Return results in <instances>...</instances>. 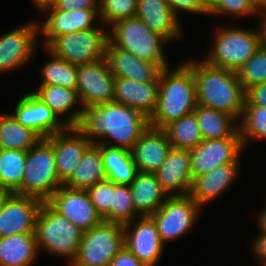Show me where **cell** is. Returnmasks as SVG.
<instances>
[{
  "label": "cell",
  "instance_id": "obj_1",
  "mask_svg": "<svg viewBox=\"0 0 266 266\" xmlns=\"http://www.w3.org/2000/svg\"><path fill=\"white\" fill-rule=\"evenodd\" d=\"M148 127L149 118L139 109L116 102L83 108L76 126L94 144L115 146L129 151Z\"/></svg>",
  "mask_w": 266,
  "mask_h": 266
},
{
  "label": "cell",
  "instance_id": "obj_2",
  "mask_svg": "<svg viewBox=\"0 0 266 266\" xmlns=\"http://www.w3.org/2000/svg\"><path fill=\"white\" fill-rule=\"evenodd\" d=\"M183 62L195 77L197 105L225 112L239 122L245 104V90L238 73L211 66L204 60Z\"/></svg>",
  "mask_w": 266,
  "mask_h": 266
},
{
  "label": "cell",
  "instance_id": "obj_3",
  "mask_svg": "<svg viewBox=\"0 0 266 266\" xmlns=\"http://www.w3.org/2000/svg\"><path fill=\"white\" fill-rule=\"evenodd\" d=\"M196 81L192 70L182 62L159 74L157 105L149 117V126L163 128L168 123L193 113L197 106Z\"/></svg>",
  "mask_w": 266,
  "mask_h": 266
},
{
  "label": "cell",
  "instance_id": "obj_4",
  "mask_svg": "<svg viewBox=\"0 0 266 266\" xmlns=\"http://www.w3.org/2000/svg\"><path fill=\"white\" fill-rule=\"evenodd\" d=\"M213 38L212 49L204 61L237 72L263 43V29L261 23L256 30L222 27L216 30Z\"/></svg>",
  "mask_w": 266,
  "mask_h": 266
},
{
  "label": "cell",
  "instance_id": "obj_5",
  "mask_svg": "<svg viewBox=\"0 0 266 266\" xmlns=\"http://www.w3.org/2000/svg\"><path fill=\"white\" fill-rule=\"evenodd\" d=\"M38 252L46 251L69 262L76 258L83 231L43 202L37 214L35 231Z\"/></svg>",
  "mask_w": 266,
  "mask_h": 266
},
{
  "label": "cell",
  "instance_id": "obj_6",
  "mask_svg": "<svg viewBox=\"0 0 266 266\" xmlns=\"http://www.w3.org/2000/svg\"><path fill=\"white\" fill-rule=\"evenodd\" d=\"M109 28L108 40L114 46L133 53L141 60L153 62L161 69L170 67L163 48V43L169 41L150 30L141 19L127 18Z\"/></svg>",
  "mask_w": 266,
  "mask_h": 266
},
{
  "label": "cell",
  "instance_id": "obj_7",
  "mask_svg": "<svg viewBox=\"0 0 266 266\" xmlns=\"http://www.w3.org/2000/svg\"><path fill=\"white\" fill-rule=\"evenodd\" d=\"M22 195L46 202L63 185L58 178L52 143L42 138L27 151Z\"/></svg>",
  "mask_w": 266,
  "mask_h": 266
},
{
  "label": "cell",
  "instance_id": "obj_8",
  "mask_svg": "<svg viewBox=\"0 0 266 266\" xmlns=\"http://www.w3.org/2000/svg\"><path fill=\"white\" fill-rule=\"evenodd\" d=\"M96 26L57 36L45 49L55 57L74 65L88 64L105 58L108 29Z\"/></svg>",
  "mask_w": 266,
  "mask_h": 266
},
{
  "label": "cell",
  "instance_id": "obj_9",
  "mask_svg": "<svg viewBox=\"0 0 266 266\" xmlns=\"http://www.w3.org/2000/svg\"><path fill=\"white\" fill-rule=\"evenodd\" d=\"M124 244V225L102 221L83 232L73 262L81 266H108Z\"/></svg>",
  "mask_w": 266,
  "mask_h": 266
},
{
  "label": "cell",
  "instance_id": "obj_10",
  "mask_svg": "<svg viewBox=\"0 0 266 266\" xmlns=\"http://www.w3.org/2000/svg\"><path fill=\"white\" fill-rule=\"evenodd\" d=\"M201 208L189 194L169 196L163 205L150 215L164 245L191 230L199 218Z\"/></svg>",
  "mask_w": 266,
  "mask_h": 266
},
{
  "label": "cell",
  "instance_id": "obj_11",
  "mask_svg": "<svg viewBox=\"0 0 266 266\" xmlns=\"http://www.w3.org/2000/svg\"><path fill=\"white\" fill-rule=\"evenodd\" d=\"M115 78L105 58L77 65L76 91L82 108L113 102Z\"/></svg>",
  "mask_w": 266,
  "mask_h": 266
},
{
  "label": "cell",
  "instance_id": "obj_12",
  "mask_svg": "<svg viewBox=\"0 0 266 266\" xmlns=\"http://www.w3.org/2000/svg\"><path fill=\"white\" fill-rule=\"evenodd\" d=\"M46 202L83 232L103 221L87 190L62 185Z\"/></svg>",
  "mask_w": 266,
  "mask_h": 266
},
{
  "label": "cell",
  "instance_id": "obj_13",
  "mask_svg": "<svg viewBox=\"0 0 266 266\" xmlns=\"http://www.w3.org/2000/svg\"><path fill=\"white\" fill-rule=\"evenodd\" d=\"M244 148L242 138L203 140L198 146L189 150L192 180L218 165L239 163Z\"/></svg>",
  "mask_w": 266,
  "mask_h": 266
},
{
  "label": "cell",
  "instance_id": "obj_14",
  "mask_svg": "<svg viewBox=\"0 0 266 266\" xmlns=\"http://www.w3.org/2000/svg\"><path fill=\"white\" fill-rule=\"evenodd\" d=\"M39 22H30L0 37V73L10 72L27 64L39 37Z\"/></svg>",
  "mask_w": 266,
  "mask_h": 266
},
{
  "label": "cell",
  "instance_id": "obj_15",
  "mask_svg": "<svg viewBox=\"0 0 266 266\" xmlns=\"http://www.w3.org/2000/svg\"><path fill=\"white\" fill-rule=\"evenodd\" d=\"M136 219L124 224V245L145 266H156L163 254L165 245L154 220L150 216H140Z\"/></svg>",
  "mask_w": 266,
  "mask_h": 266
},
{
  "label": "cell",
  "instance_id": "obj_16",
  "mask_svg": "<svg viewBox=\"0 0 266 266\" xmlns=\"http://www.w3.org/2000/svg\"><path fill=\"white\" fill-rule=\"evenodd\" d=\"M42 200L9 193L0 208V238L17 233H34Z\"/></svg>",
  "mask_w": 266,
  "mask_h": 266
},
{
  "label": "cell",
  "instance_id": "obj_17",
  "mask_svg": "<svg viewBox=\"0 0 266 266\" xmlns=\"http://www.w3.org/2000/svg\"><path fill=\"white\" fill-rule=\"evenodd\" d=\"M13 117L23 126L31 128L42 138L65 131L67 125L32 92L16 103Z\"/></svg>",
  "mask_w": 266,
  "mask_h": 266
},
{
  "label": "cell",
  "instance_id": "obj_18",
  "mask_svg": "<svg viewBox=\"0 0 266 266\" xmlns=\"http://www.w3.org/2000/svg\"><path fill=\"white\" fill-rule=\"evenodd\" d=\"M47 139L53 145L58 178L64 184L93 143L76 127H68L65 131L55 133Z\"/></svg>",
  "mask_w": 266,
  "mask_h": 266
},
{
  "label": "cell",
  "instance_id": "obj_19",
  "mask_svg": "<svg viewBox=\"0 0 266 266\" xmlns=\"http://www.w3.org/2000/svg\"><path fill=\"white\" fill-rule=\"evenodd\" d=\"M154 173L169 196L188 195L193 181L189 150L172 147L165 161Z\"/></svg>",
  "mask_w": 266,
  "mask_h": 266
},
{
  "label": "cell",
  "instance_id": "obj_20",
  "mask_svg": "<svg viewBox=\"0 0 266 266\" xmlns=\"http://www.w3.org/2000/svg\"><path fill=\"white\" fill-rule=\"evenodd\" d=\"M48 18L39 23V34L44 37L46 48L57 36L96 27L99 22L98 10H45Z\"/></svg>",
  "mask_w": 266,
  "mask_h": 266
},
{
  "label": "cell",
  "instance_id": "obj_21",
  "mask_svg": "<svg viewBox=\"0 0 266 266\" xmlns=\"http://www.w3.org/2000/svg\"><path fill=\"white\" fill-rule=\"evenodd\" d=\"M171 148L164 130L149 126L130 151L137 171L154 173Z\"/></svg>",
  "mask_w": 266,
  "mask_h": 266
},
{
  "label": "cell",
  "instance_id": "obj_22",
  "mask_svg": "<svg viewBox=\"0 0 266 266\" xmlns=\"http://www.w3.org/2000/svg\"><path fill=\"white\" fill-rule=\"evenodd\" d=\"M105 59L110 72L115 77L143 83L156 81L162 70L157 64L141 60L133 53L114 46L109 40L106 45Z\"/></svg>",
  "mask_w": 266,
  "mask_h": 266
},
{
  "label": "cell",
  "instance_id": "obj_23",
  "mask_svg": "<svg viewBox=\"0 0 266 266\" xmlns=\"http://www.w3.org/2000/svg\"><path fill=\"white\" fill-rule=\"evenodd\" d=\"M239 170L240 163H227L199 175L192 181L190 197L201 207L209 204L233 184Z\"/></svg>",
  "mask_w": 266,
  "mask_h": 266
},
{
  "label": "cell",
  "instance_id": "obj_24",
  "mask_svg": "<svg viewBox=\"0 0 266 266\" xmlns=\"http://www.w3.org/2000/svg\"><path fill=\"white\" fill-rule=\"evenodd\" d=\"M159 93V78L154 82H138L116 77L113 102L139 109L148 118L154 112Z\"/></svg>",
  "mask_w": 266,
  "mask_h": 266
},
{
  "label": "cell",
  "instance_id": "obj_25",
  "mask_svg": "<svg viewBox=\"0 0 266 266\" xmlns=\"http://www.w3.org/2000/svg\"><path fill=\"white\" fill-rule=\"evenodd\" d=\"M135 17L170 42L182 37L181 21L165 0H138Z\"/></svg>",
  "mask_w": 266,
  "mask_h": 266
},
{
  "label": "cell",
  "instance_id": "obj_26",
  "mask_svg": "<svg viewBox=\"0 0 266 266\" xmlns=\"http://www.w3.org/2000/svg\"><path fill=\"white\" fill-rule=\"evenodd\" d=\"M32 93L44 102L67 127L77 126L83 108L76 90L57 85H40L38 90L32 91ZM76 104H79L81 108L73 110ZM66 113L69 114L66 115V120L60 118L63 117L61 115Z\"/></svg>",
  "mask_w": 266,
  "mask_h": 266
},
{
  "label": "cell",
  "instance_id": "obj_27",
  "mask_svg": "<svg viewBox=\"0 0 266 266\" xmlns=\"http://www.w3.org/2000/svg\"><path fill=\"white\" fill-rule=\"evenodd\" d=\"M130 189L135 210L140 216L154 214L169 197L155 173L138 171Z\"/></svg>",
  "mask_w": 266,
  "mask_h": 266
},
{
  "label": "cell",
  "instance_id": "obj_28",
  "mask_svg": "<svg viewBox=\"0 0 266 266\" xmlns=\"http://www.w3.org/2000/svg\"><path fill=\"white\" fill-rule=\"evenodd\" d=\"M38 254L34 233L0 238V266H31Z\"/></svg>",
  "mask_w": 266,
  "mask_h": 266
},
{
  "label": "cell",
  "instance_id": "obj_29",
  "mask_svg": "<svg viewBox=\"0 0 266 266\" xmlns=\"http://www.w3.org/2000/svg\"><path fill=\"white\" fill-rule=\"evenodd\" d=\"M203 140L241 138L237 120L222 111L197 105L194 112Z\"/></svg>",
  "mask_w": 266,
  "mask_h": 266
},
{
  "label": "cell",
  "instance_id": "obj_30",
  "mask_svg": "<svg viewBox=\"0 0 266 266\" xmlns=\"http://www.w3.org/2000/svg\"><path fill=\"white\" fill-rule=\"evenodd\" d=\"M96 145L101 150L107 179L116 184L130 185L138 172L131 151L115 146Z\"/></svg>",
  "mask_w": 266,
  "mask_h": 266
},
{
  "label": "cell",
  "instance_id": "obj_31",
  "mask_svg": "<svg viewBox=\"0 0 266 266\" xmlns=\"http://www.w3.org/2000/svg\"><path fill=\"white\" fill-rule=\"evenodd\" d=\"M105 179L107 177L104 171L101 150L93 143L86 150L72 176L63 185L87 190Z\"/></svg>",
  "mask_w": 266,
  "mask_h": 266
},
{
  "label": "cell",
  "instance_id": "obj_32",
  "mask_svg": "<svg viewBox=\"0 0 266 266\" xmlns=\"http://www.w3.org/2000/svg\"><path fill=\"white\" fill-rule=\"evenodd\" d=\"M41 139L34 130L20 124L12 113L0 115V148L28 151Z\"/></svg>",
  "mask_w": 266,
  "mask_h": 266
},
{
  "label": "cell",
  "instance_id": "obj_33",
  "mask_svg": "<svg viewBox=\"0 0 266 266\" xmlns=\"http://www.w3.org/2000/svg\"><path fill=\"white\" fill-rule=\"evenodd\" d=\"M27 151L0 148V188L22 195Z\"/></svg>",
  "mask_w": 266,
  "mask_h": 266
},
{
  "label": "cell",
  "instance_id": "obj_34",
  "mask_svg": "<svg viewBox=\"0 0 266 266\" xmlns=\"http://www.w3.org/2000/svg\"><path fill=\"white\" fill-rule=\"evenodd\" d=\"M173 148L190 150L198 146L203 138L194 113L174 120L163 128Z\"/></svg>",
  "mask_w": 266,
  "mask_h": 266
},
{
  "label": "cell",
  "instance_id": "obj_35",
  "mask_svg": "<svg viewBox=\"0 0 266 266\" xmlns=\"http://www.w3.org/2000/svg\"><path fill=\"white\" fill-rule=\"evenodd\" d=\"M51 60L41 68L42 82L40 85H57L76 90L77 65L55 57L47 49L45 50Z\"/></svg>",
  "mask_w": 266,
  "mask_h": 266
},
{
  "label": "cell",
  "instance_id": "obj_36",
  "mask_svg": "<svg viewBox=\"0 0 266 266\" xmlns=\"http://www.w3.org/2000/svg\"><path fill=\"white\" fill-rule=\"evenodd\" d=\"M238 125L244 147L251 138L265 140L266 106H248L245 103Z\"/></svg>",
  "mask_w": 266,
  "mask_h": 266
},
{
  "label": "cell",
  "instance_id": "obj_37",
  "mask_svg": "<svg viewBox=\"0 0 266 266\" xmlns=\"http://www.w3.org/2000/svg\"><path fill=\"white\" fill-rule=\"evenodd\" d=\"M140 217L136 212L130 185L116 184L112 181V204L109 209V222L126 224Z\"/></svg>",
  "mask_w": 266,
  "mask_h": 266
},
{
  "label": "cell",
  "instance_id": "obj_38",
  "mask_svg": "<svg viewBox=\"0 0 266 266\" xmlns=\"http://www.w3.org/2000/svg\"><path fill=\"white\" fill-rule=\"evenodd\" d=\"M237 73L244 90L266 82V44L264 42L254 55L237 70Z\"/></svg>",
  "mask_w": 266,
  "mask_h": 266
},
{
  "label": "cell",
  "instance_id": "obj_39",
  "mask_svg": "<svg viewBox=\"0 0 266 266\" xmlns=\"http://www.w3.org/2000/svg\"><path fill=\"white\" fill-rule=\"evenodd\" d=\"M138 0H99V21L109 27L118 21L135 17ZM107 24V25H106Z\"/></svg>",
  "mask_w": 266,
  "mask_h": 266
},
{
  "label": "cell",
  "instance_id": "obj_40",
  "mask_svg": "<svg viewBox=\"0 0 266 266\" xmlns=\"http://www.w3.org/2000/svg\"><path fill=\"white\" fill-rule=\"evenodd\" d=\"M261 16L250 4L249 0H212L207 7V16Z\"/></svg>",
  "mask_w": 266,
  "mask_h": 266
},
{
  "label": "cell",
  "instance_id": "obj_41",
  "mask_svg": "<svg viewBox=\"0 0 266 266\" xmlns=\"http://www.w3.org/2000/svg\"><path fill=\"white\" fill-rule=\"evenodd\" d=\"M87 192L97 213L103 221L109 222V209L112 204V181L105 179L89 187Z\"/></svg>",
  "mask_w": 266,
  "mask_h": 266
},
{
  "label": "cell",
  "instance_id": "obj_42",
  "mask_svg": "<svg viewBox=\"0 0 266 266\" xmlns=\"http://www.w3.org/2000/svg\"><path fill=\"white\" fill-rule=\"evenodd\" d=\"M174 14L179 18L178 12H187L195 14L207 15V8L200 2V0H165Z\"/></svg>",
  "mask_w": 266,
  "mask_h": 266
},
{
  "label": "cell",
  "instance_id": "obj_43",
  "mask_svg": "<svg viewBox=\"0 0 266 266\" xmlns=\"http://www.w3.org/2000/svg\"><path fill=\"white\" fill-rule=\"evenodd\" d=\"M99 0H55L54 5L46 10H98Z\"/></svg>",
  "mask_w": 266,
  "mask_h": 266
},
{
  "label": "cell",
  "instance_id": "obj_44",
  "mask_svg": "<svg viewBox=\"0 0 266 266\" xmlns=\"http://www.w3.org/2000/svg\"><path fill=\"white\" fill-rule=\"evenodd\" d=\"M245 103L248 106H266V82L245 90Z\"/></svg>",
  "mask_w": 266,
  "mask_h": 266
},
{
  "label": "cell",
  "instance_id": "obj_45",
  "mask_svg": "<svg viewBox=\"0 0 266 266\" xmlns=\"http://www.w3.org/2000/svg\"><path fill=\"white\" fill-rule=\"evenodd\" d=\"M108 266H145L125 246L113 257Z\"/></svg>",
  "mask_w": 266,
  "mask_h": 266
},
{
  "label": "cell",
  "instance_id": "obj_46",
  "mask_svg": "<svg viewBox=\"0 0 266 266\" xmlns=\"http://www.w3.org/2000/svg\"><path fill=\"white\" fill-rule=\"evenodd\" d=\"M251 246L253 253L256 255L255 257L261 261L259 266L266 265V234L260 233Z\"/></svg>",
  "mask_w": 266,
  "mask_h": 266
},
{
  "label": "cell",
  "instance_id": "obj_47",
  "mask_svg": "<svg viewBox=\"0 0 266 266\" xmlns=\"http://www.w3.org/2000/svg\"><path fill=\"white\" fill-rule=\"evenodd\" d=\"M249 2L261 16L266 14V0H249Z\"/></svg>",
  "mask_w": 266,
  "mask_h": 266
},
{
  "label": "cell",
  "instance_id": "obj_48",
  "mask_svg": "<svg viewBox=\"0 0 266 266\" xmlns=\"http://www.w3.org/2000/svg\"><path fill=\"white\" fill-rule=\"evenodd\" d=\"M257 220V224L259 226L258 229L260 230V233L266 234V208H264L261 213L259 212Z\"/></svg>",
  "mask_w": 266,
  "mask_h": 266
},
{
  "label": "cell",
  "instance_id": "obj_49",
  "mask_svg": "<svg viewBox=\"0 0 266 266\" xmlns=\"http://www.w3.org/2000/svg\"><path fill=\"white\" fill-rule=\"evenodd\" d=\"M35 6L40 11L44 12L46 9L51 8L54 5L55 0H32Z\"/></svg>",
  "mask_w": 266,
  "mask_h": 266
},
{
  "label": "cell",
  "instance_id": "obj_50",
  "mask_svg": "<svg viewBox=\"0 0 266 266\" xmlns=\"http://www.w3.org/2000/svg\"><path fill=\"white\" fill-rule=\"evenodd\" d=\"M261 18V25L263 29V42L266 44V14L260 16Z\"/></svg>",
  "mask_w": 266,
  "mask_h": 266
},
{
  "label": "cell",
  "instance_id": "obj_51",
  "mask_svg": "<svg viewBox=\"0 0 266 266\" xmlns=\"http://www.w3.org/2000/svg\"><path fill=\"white\" fill-rule=\"evenodd\" d=\"M9 192L7 190H4L0 188V208L5 200V198L8 196Z\"/></svg>",
  "mask_w": 266,
  "mask_h": 266
},
{
  "label": "cell",
  "instance_id": "obj_52",
  "mask_svg": "<svg viewBox=\"0 0 266 266\" xmlns=\"http://www.w3.org/2000/svg\"><path fill=\"white\" fill-rule=\"evenodd\" d=\"M212 0H200V2L207 8Z\"/></svg>",
  "mask_w": 266,
  "mask_h": 266
},
{
  "label": "cell",
  "instance_id": "obj_53",
  "mask_svg": "<svg viewBox=\"0 0 266 266\" xmlns=\"http://www.w3.org/2000/svg\"><path fill=\"white\" fill-rule=\"evenodd\" d=\"M70 266H81L79 264L74 263L73 261L70 262Z\"/></svg>",
  "mask_w": 266,
  "mask_h": 266
}]
</instances>
